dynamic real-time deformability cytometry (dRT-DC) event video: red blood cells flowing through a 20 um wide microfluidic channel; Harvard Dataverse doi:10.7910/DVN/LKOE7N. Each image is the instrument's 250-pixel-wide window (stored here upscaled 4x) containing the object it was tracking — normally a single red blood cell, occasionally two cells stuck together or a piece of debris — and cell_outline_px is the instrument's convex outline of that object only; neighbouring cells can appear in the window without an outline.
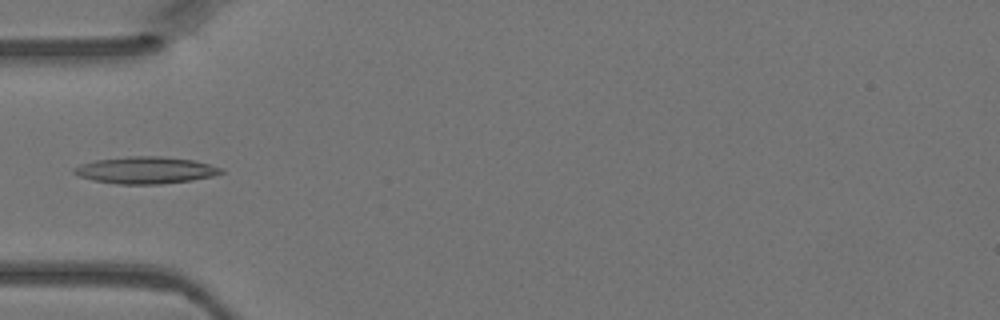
{"species": "Egyptian fruit bat (a non-hibernating species)", "species_latin": "Rousettus aegyptiacus", "temperature_condition": "warm", "stored_images_in_passage": 5, "camera_frame_rate_fps": 3000, "um_per_image_px": 0.085, "animal": {"sex": "female"}, "frame": {"image": 1, "passage_image": 4, "time_ms": 1.0, "image_size_px": [1000, 320], "cell_outline_px": [[224, 172], [212, 176], [192, 180], [160, 184], [116, 184], [92, 180], [80, 176], [72, 172], [72, 168], [80, 164], [96, 160], [128, 156], [160, 156], [196, 160], [224, 168]], "centroid_in_image_um": [12.39, 14.46], "position_along_channel_um": 72.6, "area_um2": 23.24}}
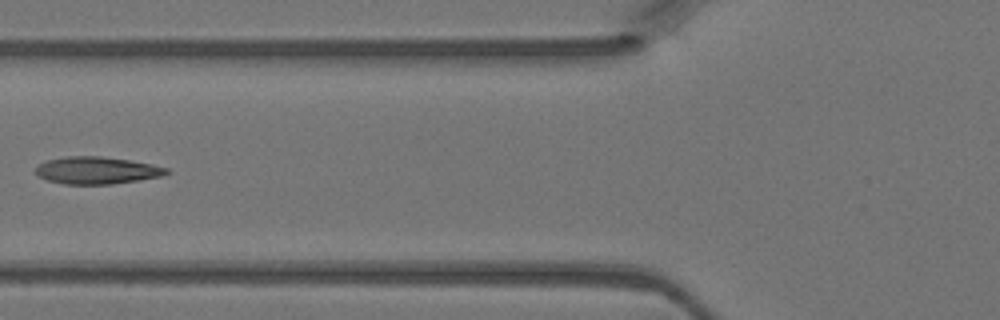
{"frame": {"image": 2, "passage_image": 5, "time_ms": 1.333, "image_size_px": [1000, 320], "cell_outline_px": [[172, 172], [160, 176], [140, 180], [112, 184], [64, 184], [48, 180], [36, 176], [36, 168], [40, 164], [48, 160], [68, 156], [100, 156], [128, 160], [152, 164], [168, 168]], "centroid_in_image_um": [8.25, 14.49], "position_along_channel_um": 117.6, "area_um2": 20.69}}